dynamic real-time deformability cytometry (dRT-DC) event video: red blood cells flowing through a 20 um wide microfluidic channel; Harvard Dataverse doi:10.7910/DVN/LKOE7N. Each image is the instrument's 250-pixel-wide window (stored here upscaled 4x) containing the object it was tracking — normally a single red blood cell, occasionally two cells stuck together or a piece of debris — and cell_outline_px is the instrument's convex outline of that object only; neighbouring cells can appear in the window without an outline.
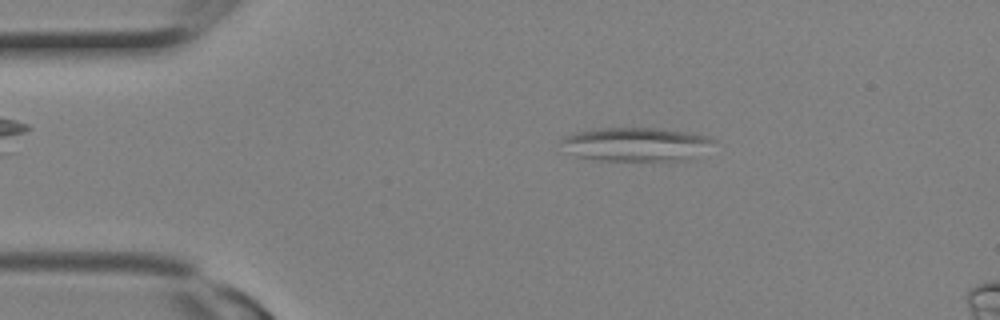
{"species": "Egyptian fruit bat (a non-hibernating species)", "species_latin": "Rousettus aegyptiacus", "temperature_condition": "room temperature", "stored_images_in_passage": 10, "camera_frame_rate_fps": 3000, "um_per_image_px": 0.085, "animal": {"sex": "female"}, "frame": {"image": 1, "passage_image": 4, "time_ms": 1.0, "image_size_px": [1000, 320], "cell_outline_px": [[716, 140], [676, 160], [596, 160], [576, 156], [560, 140], [564, 136], [576, 132], [596, 128], [660, 128], [688, 132], [708, 136]], "centroid_in_image_um": [53.9, 12.22], "position_along_channel_um": 31.1, "area_um2": 28.55}}
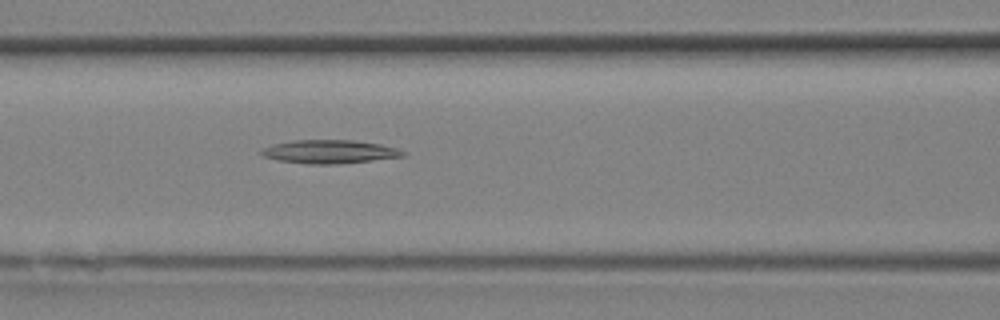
{"frame": {"image": 2, "passage_image": 10, "time_ms": 3.0, "image_size_px": [1000, 320], "cell_outline_px": [[404, 156], [372, 160], [336, 164], [308, 164], [280, 160], [264, 156], [260, 152], [264, 148], [272, 144], [292, 140], [352, 140], [380, 144], [396, 148], [404, 152]], "centroid_in_image_um": [27.99, 12.89], "position_along_channel_um": 138.6, "area_um2": 19.07}}